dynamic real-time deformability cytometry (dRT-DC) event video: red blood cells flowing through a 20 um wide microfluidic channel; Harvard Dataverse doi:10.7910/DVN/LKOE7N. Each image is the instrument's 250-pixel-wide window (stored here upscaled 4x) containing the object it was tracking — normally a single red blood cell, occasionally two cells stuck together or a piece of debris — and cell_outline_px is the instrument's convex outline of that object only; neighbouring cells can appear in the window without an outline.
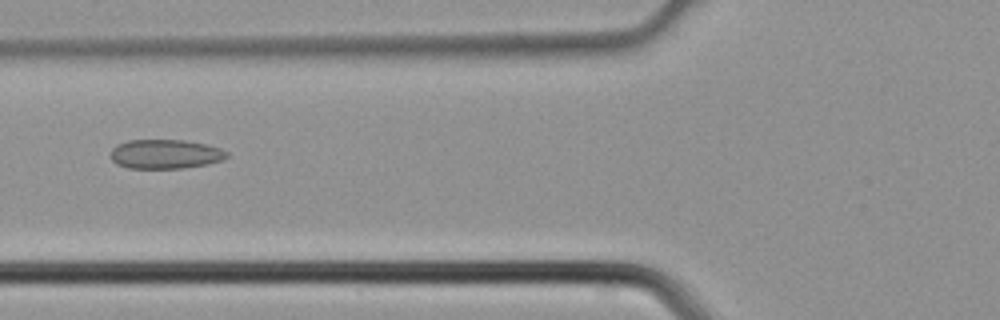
{"species": "common noctule bat (a hibernating species)", "species_latin": "Nyctalus noctula", "temperature_condition": "cold", "stored_images_in_passage": 2, "camera_frame_rate_fps": 3000, "um_per_image_px": 0.085, "animal": {"sex": "male", "body_mass_g": 21.5, "forearm_length_mm": 52.0}, "frame": {"image": 1, "passage_image": 2, "time_ms": 0.333, "image_size_px": [1000, 320], "cell_outline_px": [[228, 156], [224, 160], [208, 164], [184, 168], [128, 168], [116, 164], [112, 160], [112, 148], [116, 144], [128, 140], [184, 140], [208, 144], [220, 148], [228, 152]], "centroid_in_image_um": [14.08, 13.09], "position_along_channel_um": 111.7, "area_um2": 20.0}}